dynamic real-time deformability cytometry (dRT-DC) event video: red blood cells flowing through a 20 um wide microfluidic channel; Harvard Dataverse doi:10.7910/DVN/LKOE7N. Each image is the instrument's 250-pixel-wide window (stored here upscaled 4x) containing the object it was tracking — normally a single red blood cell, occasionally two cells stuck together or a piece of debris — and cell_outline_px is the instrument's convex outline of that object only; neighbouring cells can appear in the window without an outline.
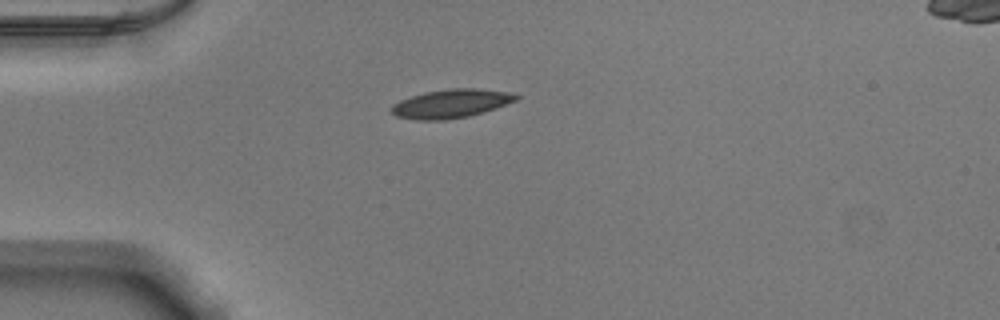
{"species": "Egyptian fruit bat (a non-hibernating species)", "species_latin": "Rousettus aegyptiacus", "temperature_condition": "warm", "stored_images_in_passage": 34, "camera_frame_rate_fps": 3000, "um_per_image_px": 0.085, "animal": {"sex": "male"}, "frame": {"image": 1, "passage_image": 1, "time_ms": 0.0, "image_size_px": [1000, 320], "cell_outline_px": [[520, 96], [516, 100], [496, 108], [468, 116], [444, 120], [416, 120], [396, 116], [392, 112], [392, 104], [400, 100], [424, 92], [448, 88], [476, 88], [508, 92]], "centroid_in_image_um": [38.32, 8.8], "position_along_channel_um": 46.7, "area_um2": 20.69}}
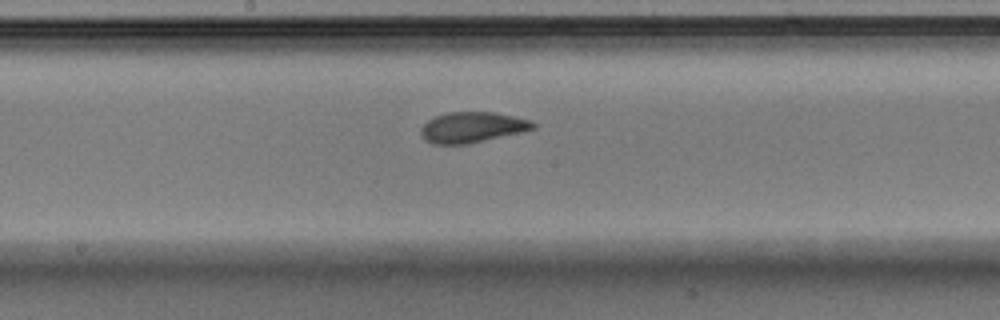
{"frame": {"image": 2, "passage_image": 15, "time_ms": 4.667, "image_size_px": [1000, 320], "cell_outline_px": [[536, 128], [520, 132], [468, 144], [432, 144], [424, 140], [420, 132], [420, 128], [428, 120], [436, 116], [448, 112], [492, 112], [532, 120], [536, 124]], "centroid_in_image_um": [40.11, 10.82], "position_along_channel_um": 208.1, "area_um2": 19.94}}
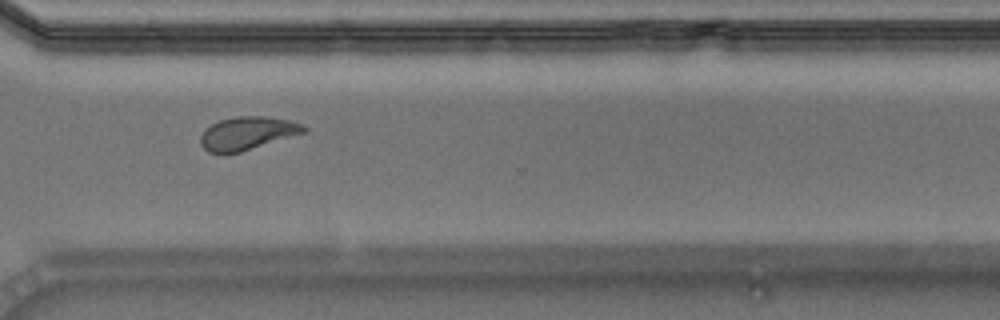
{"frame": {"image": 3, "passage_image": 26, "time_ms": 8.333, "image_size_px": [1000, 320], "cell_outline_px": [[308, 132], [240, 152], [208, 152], [200, 144], [200, 136], [204, 128], [220, 120], [236, 116], [268, 116], [288, 120], [304, 124], [308, 128]], "centroid_in_image_um": [21.06, 11.31], "position_along_channel_um": 349.5, "area_um2": 20.06}, "authors_computed_cell_mechanics": {"area_um2": 20.1722, "velocity_mm_per_s": 3.865, "shape_relaxation_time_tau1_ms": 4.0116, "shape_relaxation_time_tau2_ms": 1.0043, "deformation_change_tau1": 0.1506, "deformation_change_tau2": 0.0676}}